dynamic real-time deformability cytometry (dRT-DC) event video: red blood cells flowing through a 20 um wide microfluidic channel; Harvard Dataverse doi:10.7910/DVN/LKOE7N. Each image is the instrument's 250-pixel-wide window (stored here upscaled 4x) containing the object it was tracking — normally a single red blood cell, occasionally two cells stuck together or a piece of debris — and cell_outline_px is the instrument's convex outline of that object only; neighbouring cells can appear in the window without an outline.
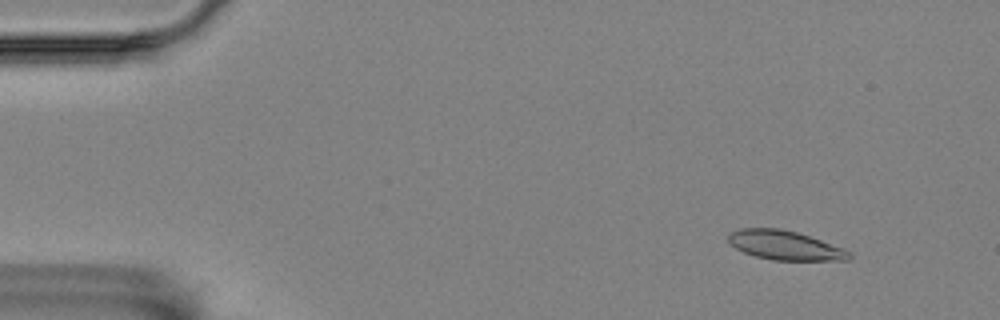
{"species": "Egyptian fruit bat (a non-hibernating species)", "species_latin": "Rousettus aegyptiacus", "temperature_condition": "room temperature", "stored_images_in_passage": 11, "camera_frame_rate_fps": 3000, "um_per_image_px": 0.085, "animal": {"sex": "female"}, "frame": {"image": 1, "passage_image": 1, "time_ms": 0.0, "image_size_px": [1000, 320], "cell_outline_px": [[852, 256], [848, 260], [772, 260], [756, 256], [744, 252], [736, 248], [728, 240], [728, 236], [732, 232], [740, 228], [780, 228], [796, 232], [844, 248]], "centroid_in_image_um": [66.71, 20.85], "position_along_channel_um": 18.3, "area_um2": 20.29}}